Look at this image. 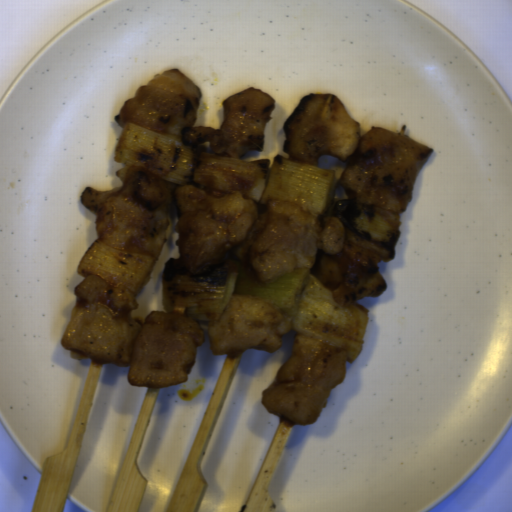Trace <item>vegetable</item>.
Segmentation results:
<instances>
[{
	"label": "vegetable",
	"mask_w": 512,
	"mask_h": 512,
	"mask_svg": "<svg viewBox=\"0 0 512 512\" xmlns=\"http://www.w3.org/2000/svg\"><path fill=\"white\" fill-rule=\"evenodd\" d=\"M161 306L199 321L221 319L234 294H251L292 317V331L345 349L356 360L365 340L369 312L360 303H340L310 268L288 272L270 286L249 281L231 258L206 272L192 273L179 258H169L161 275Z\"/></svg>",
	"instance_id": "add77e79"
},
{
	"label": "vegetable",
	"mask_w": 512,
	"mask_h": 512,
	"mask_svg": "<svg viewBox=\"0 0 512 512\" xmlns=\"http://www.w3.org/2000/svg\"><path fill=\"white\" fill-rule=\"evenodd\" d=\"M209 141L186 146L170 136L126 124L116 144L115 162L143 170L159 180L221 192H238L259 203L289 201L315 214L331 207L334 170L275 155L245 161L214 154Z\"/></svg>",
	"instance_id": "ea0f7189"
},
{
	"label": "vegetable",
	"mask_w": 512,
	"mask_h": 512,
	"mask_svg": "<svg viewBox=\"0 0 512 512\" xmlns=\"http://www.w3.org/2000/svg\"><path fill=\"white\" fill-rule=\"evenodd\" d=\"M332 214L344 225L345 243L372 250L383 261H392L399 239L401 218L373 205L338 200Z\"/></svg>",
	"instance_id": "f7b5029e"
},
{
	"label": "vegetable",
	"mask_w": 512,
	"mask_h": 512,
	"mask_svg": "<svg viewBox=\"0 0 512 512\" xmlns=\"http://www.w3.org/2000/svg\"><path fill=\"white\" fill-rule=\"evenodd\" d=\"M156 260L148 255L117 251L94 241L81 258L77 273L97 275L116 289L138 294L154 270Z\"/></svg>",
	"instance_id": "96ceb2fe"
}]
</instances>
